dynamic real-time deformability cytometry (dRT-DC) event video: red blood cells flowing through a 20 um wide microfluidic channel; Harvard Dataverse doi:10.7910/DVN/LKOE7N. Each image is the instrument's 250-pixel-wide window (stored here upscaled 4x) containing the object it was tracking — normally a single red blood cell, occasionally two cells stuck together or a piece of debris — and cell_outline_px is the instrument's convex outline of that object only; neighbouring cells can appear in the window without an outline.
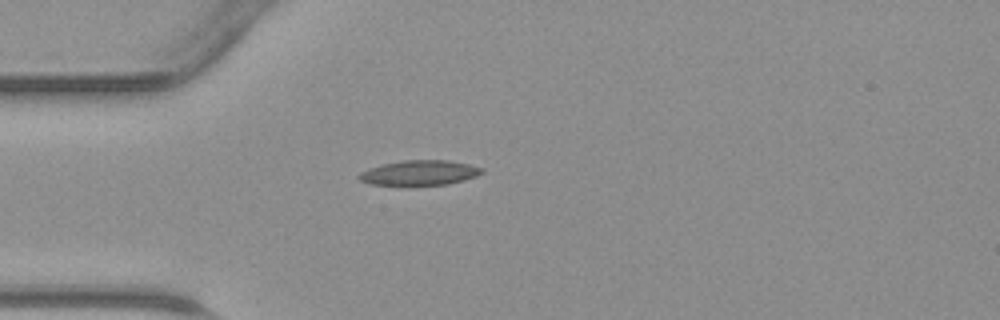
{"species": "common noctule bat (a hibernating species)", "species_latin": "Nyctalus noctula", "temperature_condition": "warm", "stored_images_in_passage": 34, "camera_frame_rate_fps": 3000, "um_per_image_px": 0.085, "animal": {"sex": "male", "body_mass_g": 23.1, "forearm_length_mm": 52.7}, "frame": {"image": 1, "passage_image": 1, "time_ms": 0.0, "image_size_px": [1000, 320], "cell_outline_px": [[484, 172], [476, 176], [464, 180], [448, 184], [372, 184], [360, 180], [356, 176], [360, 172], [384, 164], [404, 160], [448, 160], [468, 164], [484, 168]], "centroid_in_image_um": [35.71, 14.67], "position_along_channel_um": 49.3, "area_um2": 17.46}}
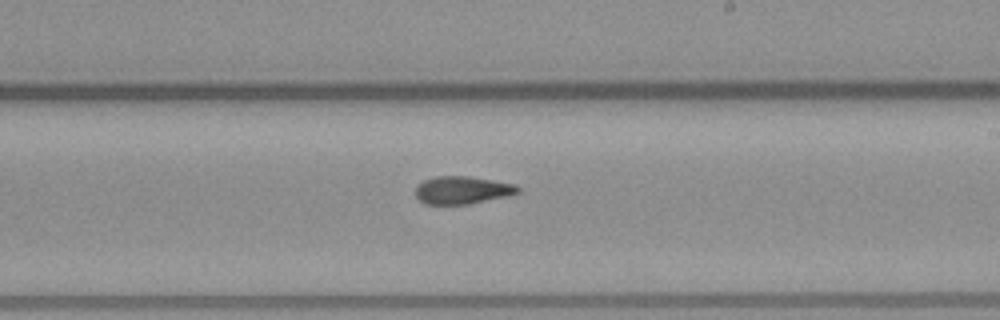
{"frame": {"image": 2, "passage_image": 15, "time_ms": 4.667, "image_size_px": [1000, 320], "cell_outline_px": [[520, 192], [508, 196], [468, 204], [424, 204], [416, 196], [416, 184], [424, 180], [436, 176], [468, 176], [516, 184], [520, 188]], "centroid_in_image_um": [39.29, 16.15], "position_along_channel_um": 249.7, "area_um2": 16.59}}
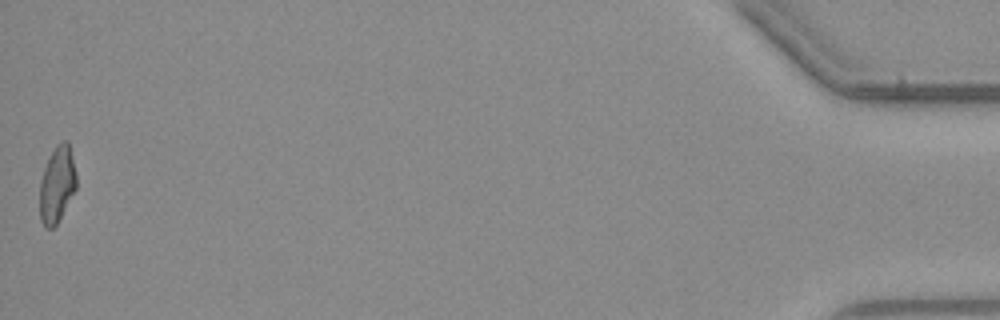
{"frame": {"image": 3, "passage_image": 34, "time_ms": 11.0, "image_size_px": [1000, 320], "cell_outline_px": [[76, 188], [56, 224], [52, 228], [44, 228], [40, 220], [40, 180], [44, 168], [56, 144], [60, 140], [68, 140], [76, 172]], "centroid_in_image_um": [4.84, 15.66], "position_along_channel_um": 430.4, "area_um2": 16.18}}